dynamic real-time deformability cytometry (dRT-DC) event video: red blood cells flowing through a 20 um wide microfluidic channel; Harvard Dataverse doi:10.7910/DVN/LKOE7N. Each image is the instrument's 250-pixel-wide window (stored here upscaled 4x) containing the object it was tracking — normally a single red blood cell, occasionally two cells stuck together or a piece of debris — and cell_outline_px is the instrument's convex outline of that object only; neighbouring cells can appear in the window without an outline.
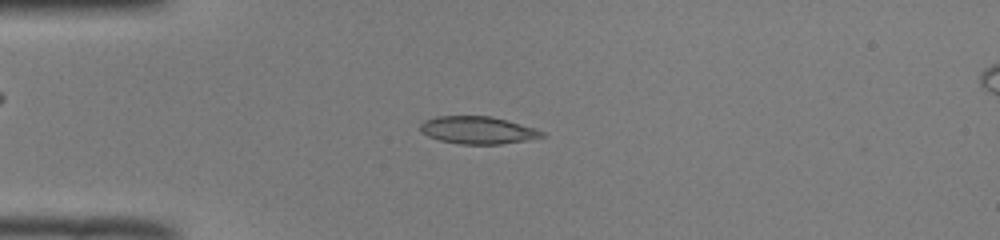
{"species": "common noctule bat (a hibernating species)", "species_latin": "Nyctalus noctula", "temperature_condition": "room temperature", "stored_images_in_passage": 46, "camera_frame_rate_fps": 3000, "um_per_image_px": 0.085, "animal": {"sex": "male", "body_mass_g": 19.0, "forearm_length_mm": 50.8}, "frame": {"image": 1, "passage_image": 10, "time_ms": 3.0, "image_size_px": [1000, 240], "cell_outline_px": [[548, 136], [500, 144], [460, 144], [440, 140], [428, 136], [420, 132], [420, 124], [424, 120], [436, 116], [488, 116], [508, 120], [536, 128], [544, 132]], "centroid_in_image_um": [40.61, 11.06], "position_along_channel_um": 44.4, "area_um2": 19.54}}
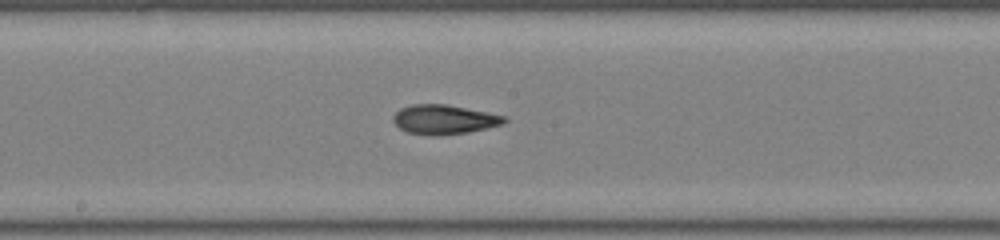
{"frame": {"image": 2, "passage_image": 24, "time_ms": 7.667, "image_size_px": [1000, 240], "cell_outline_px": [[508, 120], [504, 124], [468, 132], [436, 136], [408, 132], [400, 128], [392, 120], [392, 116], [400, 108], [412, 104], [448, 104], [508, 116]], "centroid_in_image_um": [37.78, 10.14], "position_along_channel_um": 210.4, "area_um2": 19.19}}
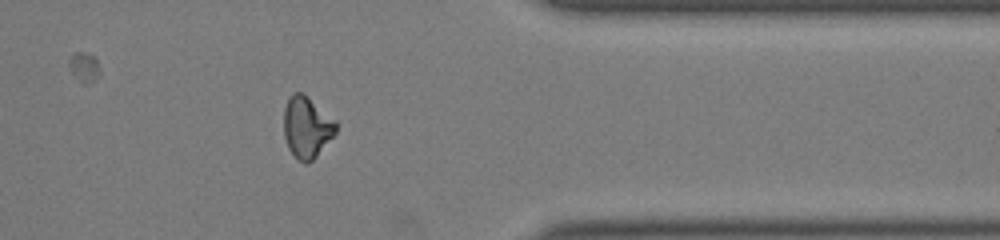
{"frame": {"image": 3, "passage_image": 38, "time_ms": 12.333, "image_size_px": [1000, 240], "cell_outline_px": [[336, 132], [316, 156], [308, 164], [304, 164], [288, 148], [284, 136], [284, 108], [288, 96], [292, 92], [304, 92], [336, 120]], "centroid_in_image_um": [26.06, 10.76], "position_along_channel_um": 385.3, "area_um2": 18.79}}